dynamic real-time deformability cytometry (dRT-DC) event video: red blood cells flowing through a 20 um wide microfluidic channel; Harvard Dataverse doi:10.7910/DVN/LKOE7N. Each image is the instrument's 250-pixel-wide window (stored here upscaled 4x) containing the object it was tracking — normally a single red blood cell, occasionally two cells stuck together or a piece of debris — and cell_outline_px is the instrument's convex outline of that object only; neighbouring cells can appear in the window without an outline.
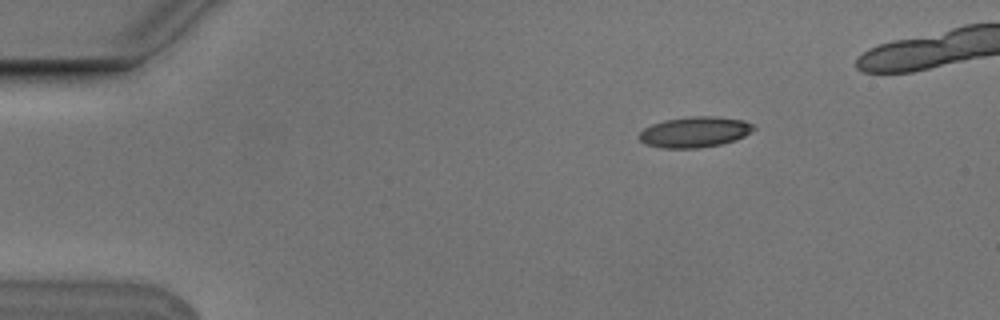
{"species": "Egyptian fruit bat (a non-hibernating species)", "species_latin": "Rousettus aegyptiacus", "temperature_condition": "cold", "stored_images_in_passage": 4, "camera_frame_rate_fps": 3000, "um_per_image_px": 0.085, "animal": {"sex": "male"}, "frame": {"image": 1, "passage_image": 1, "time_ms": 0.0, "image_size_px": [1000, 320], "cell_outline_px": [[756, 128], [744, 136], [720, 144], [700, 148], [664, 148], [644, 144], [640, 140], [640, 132], [644, 128], [652, 124], [664, 120], [692, 116], [716, 116], [744, 120], [752, 124]], "centroid_in_image_um": [59.04, 11.21], "position_along_channel_um": 26.0, "area_um2": 20.35}}